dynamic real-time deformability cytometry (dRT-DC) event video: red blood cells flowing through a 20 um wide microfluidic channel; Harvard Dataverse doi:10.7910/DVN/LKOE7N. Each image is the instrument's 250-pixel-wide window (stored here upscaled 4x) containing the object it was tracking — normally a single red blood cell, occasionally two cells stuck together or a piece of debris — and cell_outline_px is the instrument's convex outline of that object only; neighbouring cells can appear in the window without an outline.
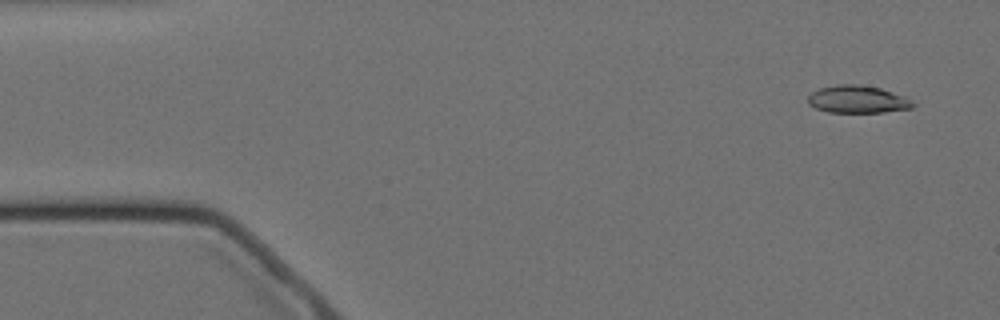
{"species": "Egyptian fruit bat (a non-hibernating species)", "species_latin": "Rousettus aegyptiacus", "temperature_condition": "cold", "stored_images_in_passage": 10, "camera_frame_rate_fps": 3000, "um_per_image_px": 0.085, "animal": {"sex": "female"}, "frame": {"image": 1, "passage_image": 1, "time_ms": 0.0, "image_size_px": [1000, 320], "cell_outline_px": [[916, 104], [912, 108], [884, 112], [828, 112], [816, 108], [808, 104], [808, 96], [812, 92], [820, 88], [836, 84], [856, 84], [880, 88], [904, 96]], "centroid_in_image_um": [72.88, 8.44], "position_along_channel_um": 12.1, "area_um2": 16.76}}
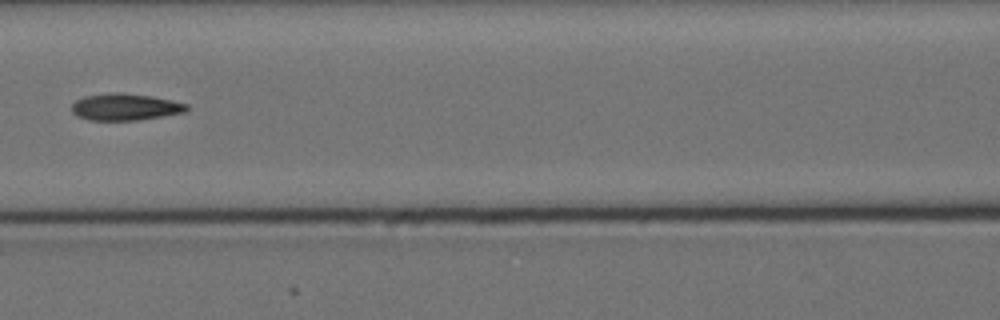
{"frame": {"image": 2, "passage_image": 7, "time_ms": 7.0, "image_size_px": [1000, 320], "cell_outline_px": [[188, 108], [184, 112], [136, 120], [88, 120], [76, 116], [72, 112], [72, 104], [76, 100], [84, 96], [108, 92], [120, 92], [152, 96], [172, 100], [188, 104]], "centroid_in_image_um": [10.6, 9.08], "position_along_channel_um": 156.0, "area_um2": 17.98}}
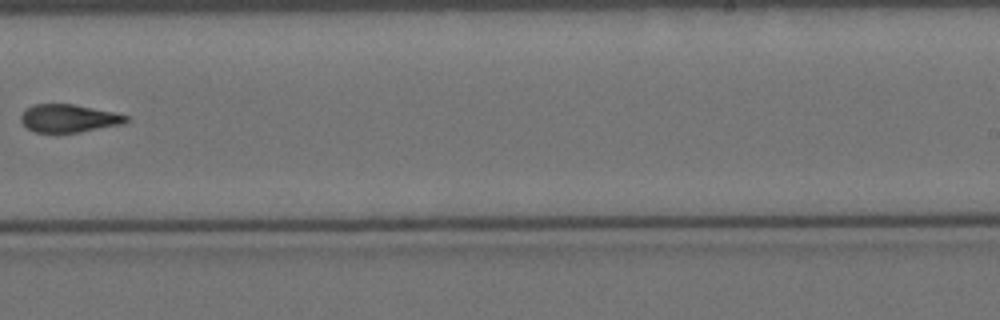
{"frame": {"image": 3, "passage_image": 10, "time_ms": 10.667, "image_size_px": [1000, 320], "cell_outline_px": [[128, 120], [124, 124], [80, 132], [36, 132], [28, 128], [20, 120], [20, 116], [32, 104], [72, 104], [112, 112], [128, 116]], "centroid_in_image_um": [5.85, 10.06], "position_along_channel_um": 283.2, "area_um2": 16.88}}